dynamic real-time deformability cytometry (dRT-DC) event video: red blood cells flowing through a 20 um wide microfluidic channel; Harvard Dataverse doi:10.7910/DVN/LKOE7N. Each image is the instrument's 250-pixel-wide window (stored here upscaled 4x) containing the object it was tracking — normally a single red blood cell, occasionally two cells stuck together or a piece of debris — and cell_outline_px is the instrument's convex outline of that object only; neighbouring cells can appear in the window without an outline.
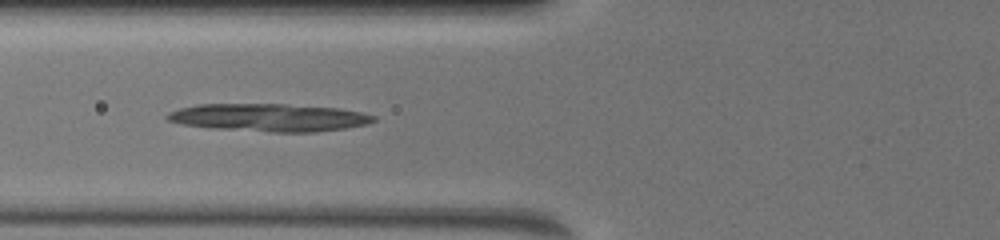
{"species": "common noctule bat (a hibernating species)", "species_latin": "Nyctalus noctula", "temperature_condition": "warm", "stored_images_in_passage": 15, "camera_frame_rate_fps": 3000, "um_per_image_px": 0.085, "animal": {"sex": "female", "body_mass_g": 19.5, "forearm_length_mm": 54.1}, "frame": {"image": 1, "passage_image": 14, "time_ms": 1.667, "image_size_px": [1000, 240], "cell_outline_px": [[376, 120], [364, 124], [348, 128], [316, 132], [272, 132], [212, 128], [180, 124], [168, 120], [164, 116], [168, 112], [180, 108], [196, 104], [284, 104], [340, 108], [360, 112], [376, 116]], "centroid_in_image_um": [22.85, 9.99], "position_along_channel_um": 103.0, "area_um2": 33.47}}